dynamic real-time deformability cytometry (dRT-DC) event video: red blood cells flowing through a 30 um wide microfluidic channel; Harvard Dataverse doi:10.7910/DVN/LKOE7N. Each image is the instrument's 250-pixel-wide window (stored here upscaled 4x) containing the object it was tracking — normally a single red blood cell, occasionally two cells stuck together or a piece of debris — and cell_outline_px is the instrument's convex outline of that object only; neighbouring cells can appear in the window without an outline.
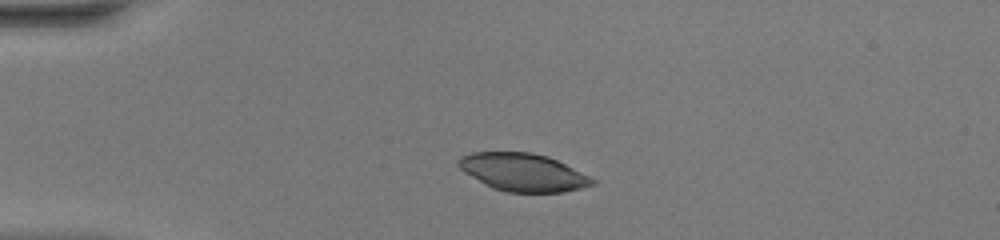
{"species": "common noctule bat (a hibernating species)", "species_latin": "Nyctalus noctula", "temperature_condition": "warm", "stored_images_in_passage": 46, "camera_frame_rate_fps": 3000, "um_per_image_px": 0.085, "animal": {"sex": "female", "body_mass_g": 20.0, "forearm_length_mm": 54.0}, "frame": {"image": 1, "passage_image": 8, "time_ms": 2.333, "image_size_px": [1000, 240], "cell_outline_px": [[596, 184], [564, 192], [504, 192], [492, 188], [484, 184], [464, 172], [456, 164], [456, 160], [460, 156], [472, 152], [532, 152], [548, 156], [596, 180]], "centroid_in_image_um": [44.4, 14.64], "position_along_channel_um": 40.6, "area_um2": 29.48}}
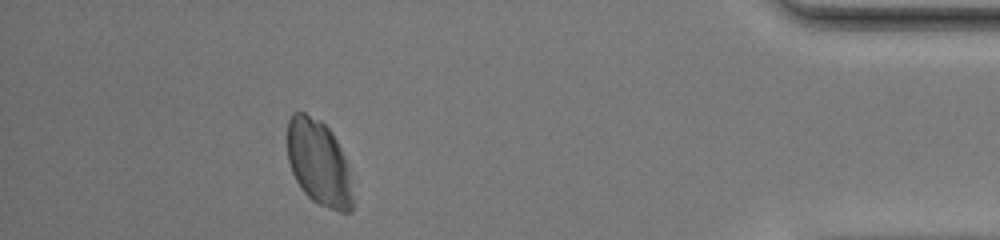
{"frame": {"image": 2, "passage_image": 41, "time_ms": 13.333, "image_size_px": [1000, 240], "cell_outline_px": [[356, 204], [352, 212], [340, 212], [320, 204], [312, 200], [304, 192], [296, 180], [292, 172], [288, 160], [288, 120], [292, 112], [304, 112], [320, 120], [332, 132], [344, 156], [348, 168]], "centroid_in_image_um": [27.13, 13.87], "position_along_channel_um": 408.1, "area_um2": 32.77}}